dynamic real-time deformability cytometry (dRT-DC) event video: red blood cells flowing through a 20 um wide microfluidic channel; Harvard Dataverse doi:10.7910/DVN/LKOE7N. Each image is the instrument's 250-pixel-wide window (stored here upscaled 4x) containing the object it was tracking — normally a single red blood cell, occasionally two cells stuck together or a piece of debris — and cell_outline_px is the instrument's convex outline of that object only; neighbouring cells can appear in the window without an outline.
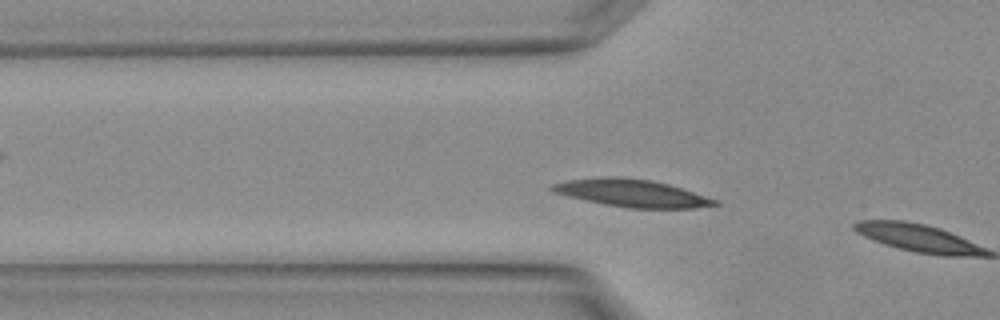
{"species": "Egyptian fruit bat (a non-hibernating species)", "species_latin": "Rousettus aegyptiacus", "temperature_condition": "warm", "stored_images_in_passage": 6, "camera_frame_rate_fps": 3000, "um_per_image_px": 0.085, "animal": {"sex": "female"}, "frame": {"image": 1, "passage_image": 4, "time_ms": 1.0, "image_size_px": [1000, 320], "cell_outline_px": [[720, 204], [692, 208], [628, 208], [604, 204], [568, 196], [552, 192], [548, 188], [552, 184], [568, 180], [600, 176], [620, 176], [652, 180], [668, 184], [720, 200]], "centroid_in_image_um": [53.69, 16.4], "position_along_channel_um": 72.1, "area_um2": 26.18}}